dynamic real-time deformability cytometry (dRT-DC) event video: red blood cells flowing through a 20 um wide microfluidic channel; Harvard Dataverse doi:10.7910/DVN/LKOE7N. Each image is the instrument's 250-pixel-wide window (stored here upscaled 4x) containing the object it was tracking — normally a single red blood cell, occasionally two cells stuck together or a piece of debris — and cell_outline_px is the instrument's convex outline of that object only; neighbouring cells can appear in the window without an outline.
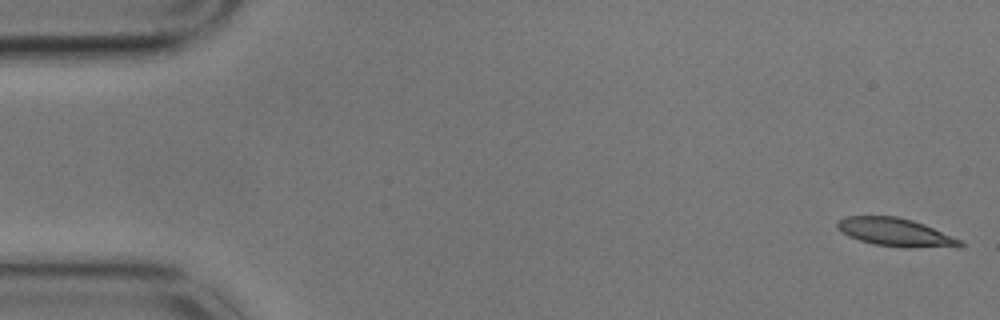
{"species": "common noctule bat (a hibernating species)", "species_latin": "Nyctalus noctula", "temperature_condition": "cold", "stored_images_in_passage": 4, "camera_frame_rate_fps": 3000, "um_per_image_px": 0.085, "animal": {"sex": "male", "body_mass_g": 17.9}, "frame": {"image": 1, "passage_image": 1, "time_ms": 0.0, "image_size_px": [1000, 320], "cell_outline_px": [[964, 244], [960, 248], [904, 248], [876, 244], [860, 240], [848, 236], [840, 232], [836, 228], [836, 220], [844, 216], [896, 216], [912, 220], [924, 224], [960, 240]], "centroid_in_image_um": [76.11, 19.76], "position_along_channel_um": 8.9, "area_um2": 20.46}}